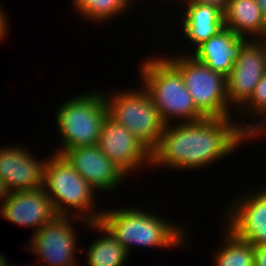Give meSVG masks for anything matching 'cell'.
I'll return each mask as SVG.
<instances>
[{
  "mask_svg": "<svg viewBox=\"0 0 266 266\" xmlns=\"http://www.w3.org/2000/svg\"><path fill=\"white\" fill-rule=\"evenodd\" d=\"M129 253L133 244L149 247H174L185 240L179 227L140 209L102 211L98 221ZM183 237V238H182Z\"/></svg>",
  "mask_w": 266,
  "mask_h": 266,
  "instance_id": "cell-3",
  "label": "cell"
},
{
  "mask_svg": "<svg viewBox=\"0 0 266 266\" xmlns=\"http://www.w3.org/2000/svg\"><path fill=\"white\" fill-rule=\"evenodd\" d=\"M247 39L248 37L239 36L230 29L224 28L216 36L197 46L191 56L214 72L227 77L242 47L249 41Z\"/></svg>",
  "mask_w": 266,
  "mask_h": 266,
  "instance_id": "cell-15",
  "label": "cell"
},
{
  "mask_svg": "<svg viewBox=\"0 0 266 266\" xmlns=\"http://www.w3.org/2000/svg\"><path fill=\"white\" fill-rule=\"evenodd\" d=\"M9 190L3 181V179L0 177V200H4L9 195ZM2 198V199H1Z\"/></svg>",
  "mask_w": 266,
  "mask_h": 266,
  "instance_id": "cell-25",
  "label": "cell"
},
{
  "mask_svg": "<svg viewBox=\"0 0 266 266\" xmlns=\"http://www.w3.org/2000/svg\"><path fill=\"white\" fill-rule=\"evenodd\" d=\"M129 1L131 0H73V4L83 17L100 22L128 8Z\"/></svg>",
  "mask_w": 266,
  "mask_h": 266,
  "instance_id": "cell-20",
  "label": "cell"
},
{
  "mask_svg": "<svg viewBox=\"0 0 266 266\" xmlns=\"http://www.w3.org/2000/svg\"><path fill=\"white\" fill-rule=\"evenodd\" d=\"M42 188L57 215H67L69 206L85 212L84 215L82 212L78 213L76 218H80L79 221L84 219L87 224L99 221L102 212L96 213L92 210L95 189L82 178L64 155L55 152L51 158L45 160Z\"/></svg>",
  "mask_w": 266,
  "mask_h": 266,
  "instance_id": "cell-4",
  "label": "cell"
},
{
  "mask_svg": "<svg viewBox=\"0 0 266 266\" xmlns=\"http://www.w3.org/2000/svg\"><path fill=\"white\" fill-rule=\"evenodd\" d=\"M88 225L106 233L87 249L89 266H123L128 258L126 249L98 221L89 222Z\"/></svg>",
  "mask_w": 266,
  "mask_h": 266,
  "instance_id": "cell-18",
  "label": "cell"
},
{
  "mask_svg": "<svg viewBox=\"0 0 266 266\" xmlns=\"http://www.w3.org/2000/svg\"><path fill=\"white\" fill-rule=\"evenodd\" d=\"M6 15L0 8V40H2L7 33V20Z\"/></svg>",
  "mask_w": 266,
  "mask_h": 266,
  "instance_id": "cell-24",
  "label": "cell"
},
{
  "mask_svg": "<svg viewBox=\"0 0 266 266\" xmlns=\"http://www.w3.org/2000/svg\"><path fill=\"white\" fill-rule=\"evenodd\" d=\"M231 117L204 118L183 122L171 128L166 125L156 148L151 152L152 166L191 169L206 166L223 158L250 139V135ZM231 122V123H230ZM239 125V126H238Z\"/></svg>",
  "mask_w": 266,
  "mask_h": 266,
  "instance_id": "cell-1",
  "label": "cell"
},
{
  "mask_svg": "<svg viewBox=\"0 0 266 266\" xmlns=\"http://www.w3.org/2000/svg\"><path fill=\"white\" fill-rule=\"evenodd\" d=\"M223 247L215 255L216 266H254V247L226 229Z\"/></svg>",
  "mask_w": 266,
  "mask_h": 266,
  "instance_id": "cell-19",
  "label": "cell"
},
{
  "mask_svg": "<svg viewBox=\"0 0 266 266\" xmlns=\"http://www.w3.org/2000/svg\"><path fill=\"white\" fill-rule=\"evenodd\" d=\"M68 215H56L50 222L44 224L34 233V238L28 244L31 253H37V257L48 263L49 266H76L75 255L76 242L74 228L67 217Z\"/></svg>",
  "mask_w": 266,
  "mask_h": 266,
  "instance_id": "cell-8",
  "label": "cell"
},
{
  "mask_svg": "<svg viewBox=\"0 0 266 266\" xmlns=\"http://www.w3.org/2000/svg\"><path fill=\"white\" fill-rule=\"evenodd\" d=\"M63 155L82 178L99 191L114 189L126 176L97 145L73 147Z\"/></svg>",
  "mask_w": 266,
  "mask_h": 266,
  "instance_id": "cell-12",
  "label": "cell"
},
{
  "mask_svg": "<svg viewBox=\"0 0 266 266\" xmlns=\"http://www.w3.org/2000/svg\"><path fill=\"white\" fill-rule=\"evenodd\" d=\"M143 63L140 72L143 79L141 86L149 94L166 125L172 117L183 118L182 123L206 118L196 108L181 73L166 58L146 59Z\"/></svg>",
  "mask_w": 266,
  "mask_h": 266,
  "instance_id": "cell-2",
  "label": "cell"
},
{
  "mask_svg": "<svg viewBox=\"0 0 266 266\" xmlns=\"http://www.w3.org/2000/svg\"><path fill=\"white\" fill-rule=\"evenodd\" d=\"M127 90L117 92L112 97L104 96L108 116L126 127L152 152L160 140L166 124L155 107L147 91ZM116 95V96H115ZM109 97V98H106Z\"/></svg>",
  "mask_w": 266,
  "mask_h": 266,
  "instance_id": "cell-6",
  "label": "cell"
},
{
  "mask_svg": "<svg viewBox=\"0 0 266 266\" xmlns=\"http://www.w3.org/2000/svg\"><path fill=\"white\" fill-rule=\"evenodd\" d=\"M228 1L229 0H187V2H195V3L215 6L216 8L220 9L223 13L225 12L228 6Z\"/></svg>",
  "mask_w": 266,
  "mask_h": 266,
  "instance_id": "cell-23",
  "label": "cell"
},
{
  "mask_svg": "<svg viewBox=\"0 0 266 266\" xmlns=\"http://www.w3.org/2000/svg\"><path fill=\"white\" fill-rule=\"evenodd\" d=\"M29 151L14 147H0V177L9 192L43 187L44 162L38 161Z\"/></svg>",
  "mask_w": 266,
  "mask_h": 266,
  "instance_id": "cell-14",
  "label": "cell"
},
{
  "mask_svg": "<svg viewBox=\"0 0 266 266\" xmlns=\"http://www.w3.org/2000/svg\"><path fill=\"white\" fill-rule=\"evenodd\" d=\"M248 104V105H247ZM249 114L263 115V118L266 116V73L262 76L259 83L256 85L255 90L251 96V98L242 106ZM248 107V108H247ZM250 110V112H249ZM266 123V117L257 123H248L245 124L244 130L250 135V139L254 136H257L258 133L263 131V125Z\"/></svg>",
  "mask_w": 266,
  "mask_h": 266,
  "instance_id": "cell-21",
  "label": "cell"
},
{
  "mask_svg": "<svg viewBox=\"0 0 266 266\" xmlns=\"http://www.w3.org/2000/svg\"><path fill=\"white\" fill-rule=\"evenodd\" d=\"M187 3L188 8L182 24L183 32L194 46H199L225 28L224 14L220 9L201 3Z\"/></svg>",
  "mask_w": 266,
  "mask_h": 266,
  "instance_id": "cell-16",
  "label": "cell"
},
{
  "mask_svg": "<svg viewBox=\"0 0 266 266\" xmlns=\"http://www.w3.org/2000/svg\"><path fill=\"white\" fill-rule=\"evenodd\" d=\"M97 146L126 175L144 163H151V152L131 131L108 115L102 125Z\"/></svg>",
  "mask_w": 266,
  "mask_h": 266,
  "instance_id": "cell-10",
  "label": "cell"
},
{
  "mask_svg": "<svg viewBox=\"0 0 266 266\" xmlns=\"http://www.w3.org/2000/svg\"><path fill=\"white\" fill-rule=\"evenodd\" d=\"M256 40L255 38L252 42L249 39L242 47L238 59L226 77L229 102L240 105V112L266 73V47L261 40Z\"/></svg>",
  "mask_w": 266,
  "mask_h": 266,
  "instance_id": "cell-9",
  "label": "cell"
},
{
  "mask_svg": "<svg viewBox=\"0 0 266 266\" xmlns=\"http://www.w3.org/2000/svg\"><path fill=\"white\" fill-rule=\"evenodd\" d=\"M260 39L262 40L264 46L266 47V34L262 38H260Z\"/></svg>",
  "mask_w": 266,
  "mask_h": 266,
  "instance_id": "cell-28",
  "label": "cell"
},
{
  "mask_svg": "<svg viewBox=\"0 0 266 266\" xmlns=\"http://www.w3.org/2000/svg\"><path fill=\"white\" fill-rule=\"evenodd\" d=\"M176 57L166 59L181 73L196 108L206 118L231 117L230 108L227 107L226 76L214 72L191 54Z\"/></svg>",
  "mask_w": 266,
  "mask_h": 266,
  "instance_id": "cell-7",
  "label": "cell"
},
{
  "mask_svg": "<svg viewBox=\"0 0 266 266\" xmlns=\"http://www.w3.org/2000/svg\"><path fill=\"white\" fill-rule=\"evenodd\" d=\"M0 266H8L6 258H4L3 255L1 254H0Z\"/></svg>",
  "mask_w": 266,
  "mask_h": 266,
  "instance_id": "cell-27",
  "label": "cell"
},
{
  "mask_svg": "<svg viewBox=\"0 0 266 266\" xmlns=\"http://www.w3.org/2000/svg\"><path fill=\"white\" fill-rule=\"evenodd\" d=\"M0 205V215L24 227L38 231L57 214L43 188L10 192Z\"/></svg>",
  "mask_w": 266,
  "mask_h": 266,
  "instance_id": "cell-13",
  "label": "cell"
},
{
  "mask_svg": "<svg viewBox=\"0 0 266 266\" xmlns=\"http://www.w3.org/2000/svg\"><path fill=\"white\" fill-rule=\"evenodd\" d=\"M223 14L225 28L239 36L266 34V18L256 0H229Z\"/></svg>",
  "mask_w": 266,
  "mask_h": 266,
  "instance_id": "cell-17",
  "label": "cell"
},
{
  "mask_svg": "<svg viewBox=\"0 0 266 266\" xmlns=\"http://www.w3.org/2000/svg\"><path fill=\"white\" fill-rule=\"evenodd\" d=\"M255 193L236 200L226 215V226L240 240L253 246L266 245V189Z\"/></svg>",
  "mask_w": 266,
  "mask_h": 266,
  "instance_id": "cell-11",
  "label": "cell"
},
{
  "mask_svg": "<svg viewBox=\"0 0 266 266\" xmlns=\"http://www.w3.org/2000/svg\"><path fill=\"white\" fill-rule=\"evenodd\" d=\"M254 247V266H266V245Z\"/></svg>",
  "mask_w": 266,
  "mask_h": 266,
  "instance_id": "cell-22",
  "label": "cell"
},
{
  "mask_svg": "<svg viewBox=\"0 0 266 266\" xmlns=\"http://www.w3.org/2000/svg\"><path fill=\"white\" fill-rule=\"evenodd\" d=\"M258 2V5L260 6V9L266 18V0H256Z\"/></svg>",
  "mask_w": 266,
  "mask_h": 266,
  "instance_id": "cell-26",
  "label": "cell"
},
{
  "mask_svg": "<svg viewBox=\"0 0 266 266\" xmlns=\"http://www.w3.org/2000/svg\"><path fill=\"white\" fill-rule=\"evenodd\" d=\"M102 94L90 92L62 104L56 112L57 128L63 143L58 154L77 146L97 145L102 125L108 115Z\"/></svg>",
  "mask_w": 266,
  "mask_h": 266,
  "instance_id": "cell-5",
  "label": "cell"
}]
</instances>
